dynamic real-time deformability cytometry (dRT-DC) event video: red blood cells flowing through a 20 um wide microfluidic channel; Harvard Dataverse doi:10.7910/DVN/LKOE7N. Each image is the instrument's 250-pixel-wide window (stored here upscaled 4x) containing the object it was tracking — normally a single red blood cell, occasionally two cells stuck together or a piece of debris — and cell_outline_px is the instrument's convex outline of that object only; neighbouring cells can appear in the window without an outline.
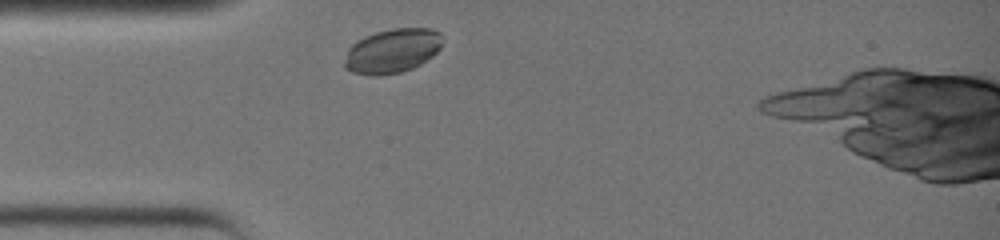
{"species": "common noctule bat (a hibernating species)", "species_latin": "Nyctalus noctula", "temperature_condition": "warm", "stored_images_in_passage": 23, "camera_frame_rate_fps": 3000, "um_per_image_px": 0.085, "animal": {"sex": "female", "body_mass_g": 19.0, "forearm_length_mm": 51.5}, "frame": {"image": 1, "passage_image": 1, "time_ms": 0.0, "image_size_px": [1000, 240], "cell_outline_px": [[444, 40], [440, 48], [432, 56], [420, 64], [412, 68], [400, 72], [380, 76], [372, 76], [352, 72], [344, 68], [344, 60], [348, 48], [356, 40], [364, 36], [376, 32], [392, 28], [432, 28], [440, 32], [444, 36]], "centroid_in_image_um": [33.35, 4.31], "position_along_channel_um": 51.7, "area_um2": 25.66}}
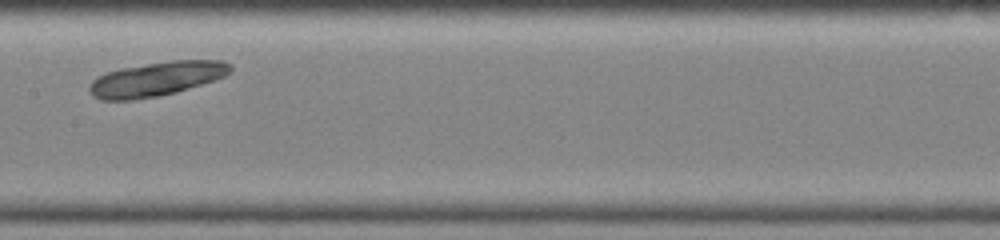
{"frame": {"image": 2, "passage_image": 10, "time_ms": 3.0, "image_size_px": [1000, 240], "cell_outline_px": [[232, 72], [224, 76], [176, 92], [156, 96], [132, 100], [100, 100], [92, 96], [88, 92], [88, 84], [96, 76], [120, 68], [172, 60], [224, 60], [232, 64]], "centroid_in_image_um": [13.26, 6.71], "position_along_channel_um": 194.1, "area_um2": 28.21}}
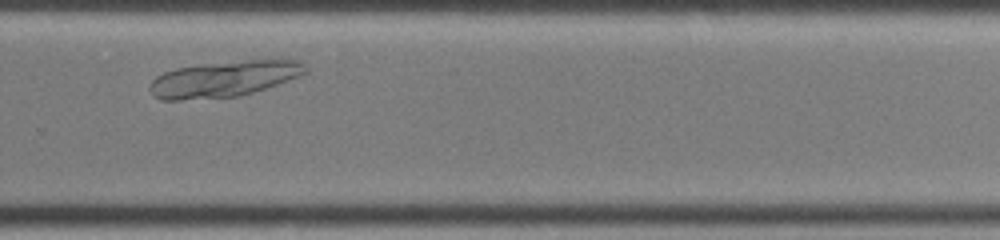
{"frame": {"image": 3, "passage_image": 17, "time_ms": 5.333, "image_size_px": [1000, 240], "cell_outline_px": [[308, 72], [304, 76], [252, 92], [236, 96], [180, 100], [160, 100], [152, 96], [148, 88], [148, 84], [156, 76], [164, 72], [176, 68], [204, 64], [252, 60], [300, 60], [308, 68]], "centroid_in_image_um": [19.04, 6.71], "position_along_channel_um": 310.8, "area_um2": 32.66}}